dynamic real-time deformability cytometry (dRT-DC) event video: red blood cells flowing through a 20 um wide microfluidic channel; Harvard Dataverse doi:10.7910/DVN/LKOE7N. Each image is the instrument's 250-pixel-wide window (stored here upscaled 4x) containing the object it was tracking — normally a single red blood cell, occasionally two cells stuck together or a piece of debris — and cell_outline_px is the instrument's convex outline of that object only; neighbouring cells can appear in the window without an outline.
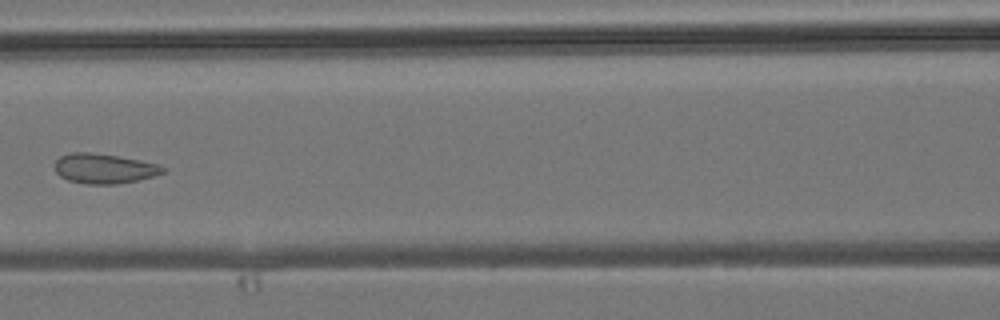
{"species": "common noctule bat (a hibernating species)", "species_latin": "Nyctalus noctula", "temperature_condition": "room temperature", "stored_images_in_passage": 7, "camera_frame_rate_fps": 3000, "um_per_image_px": 0.085, "animal": {"sex": "male", "body_mass_g": 19.2, "forearm_length_mm": 51.8}, "frame": {"image": 1, "passage_image": 6, "time_ms": 6.667, "image_size_px": [1000, 320], "cell_outline_px": [[164, 172], [152, 176], [136, 180], [116, 184], [84, 184], [68, 180], [60, 176], [56, 172], [56, 160], [60, 156], [72, 152], [92, 152], [140, 160], [160, 164], [164, 168]], "centroid_in_image_um": [8.83, 14.32], "position_along_channel_um": 157.8, "area_um2": 18.67}}
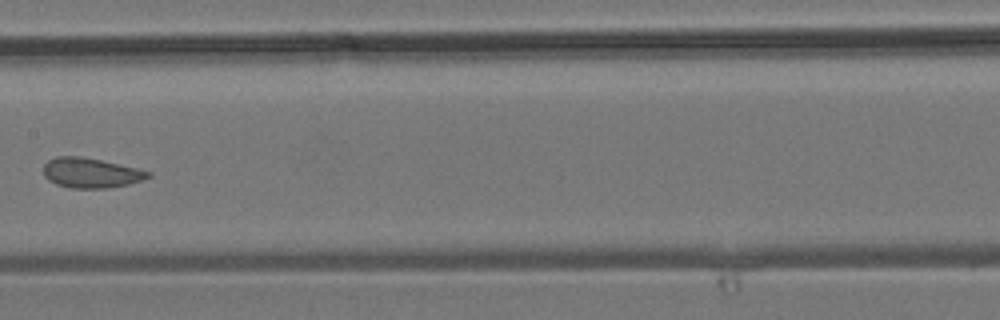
{"frame": {"image": 2, "passage_image": 7, "time_ms": 7.667, "image_size_px": [1000, 320], "cell_outline_px": [[152, 176], [128, 184], [108, 188], [72, 188], [56, 184], [48, 180], [44, 176], [44, 164], [48, 160], [56, 156], [80, 156], [100, 160], [136, 168], [152, 172]], "centroid_in_image_um": [7.7, 14.69], "position_along_channel_um": 199.7, "area_um2": 18.15}}